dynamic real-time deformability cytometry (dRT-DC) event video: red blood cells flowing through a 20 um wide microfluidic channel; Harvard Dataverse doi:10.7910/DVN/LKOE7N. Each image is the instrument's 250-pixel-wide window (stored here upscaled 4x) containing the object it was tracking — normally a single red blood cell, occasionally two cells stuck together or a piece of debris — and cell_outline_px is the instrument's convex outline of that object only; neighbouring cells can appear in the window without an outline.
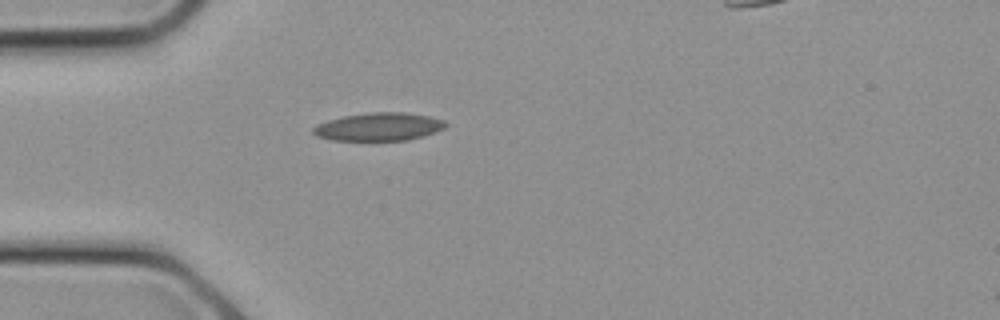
{"species": "common noctule bat (a hibernating species)", "species_latin": "Nyctalus noctula", "temperature_condition": "cold", "stored_images_in_passage": 3, "camera_frame_rate_fps": 3000, "um_per_image_px": 0.085, "animal": {"sex": "female", "body_mass_g": 21.9}, "frame": {"image": 1, "passage_image": 1, "time_ms": 0.0, "image_size_px": [1000, 320], "cell_outline_px": [[448, 124], [444, 128], [436, 132], [424, 136], [408, 140], [332, 140], [316, 136], [312, 132], [312, 128], [316, 124], [328, 120], [344, 116], [372, 112], [404, 112], [428, 116], [444, 120]], "centroid_in_image_um": [32.2, 10.77], "position_along_channel_um": 52.8, "area_um2": 21.68}}
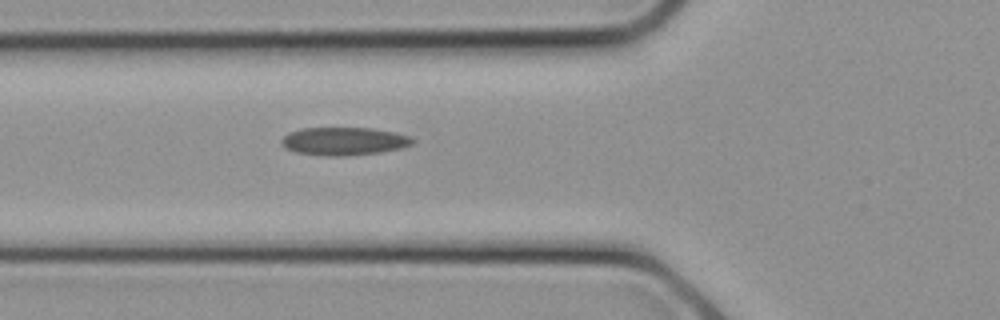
{"frame": {"image": 2, "passage_image": 3, "time_ms": 0.667, "image_size_px": [1000, 320], "cell_outline_px": [[416, 140], [412, 144], [404, 148], [380, 152], [348, 156], [324, 156], [296, 152], [284, 148], [280, 144], [280, 140], [288, 132], [300, 128], [372, 128], [412, 136]], "centroid_in_image_um": [29.23, 12.01], "position_along_channel_um": 96.6, "area_um2": 21.73}}